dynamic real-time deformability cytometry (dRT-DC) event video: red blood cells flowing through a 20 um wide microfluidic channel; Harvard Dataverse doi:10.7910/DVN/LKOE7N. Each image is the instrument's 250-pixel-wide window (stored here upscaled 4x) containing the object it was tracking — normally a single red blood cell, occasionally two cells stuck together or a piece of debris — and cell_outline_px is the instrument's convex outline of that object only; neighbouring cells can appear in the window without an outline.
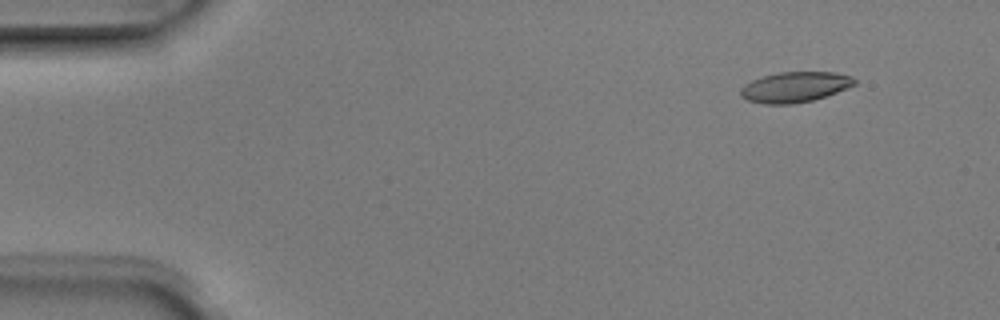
{"species": "Egyptian fruit bat (a non-hibernating species)", "species_latin": "Rousettus aegyptiacus", "temperature_condition": "room temperature", "stored_images_in_passage": 3, "camera_frame_rate_fps": 3000, "um_per_image_px": 0.085, "animal": {"sex": "male"}, "frame": {"image": 1, "passage_image": 2, "time_ms": 0.333, "image_size_px": [1000, 320], "cell_outline_px": [[856, 84], [836, 92], [812, 100], [792, 104], [764, 104], [748, 100], [740, 96], [740, 88], [744, 84], [752, 80], [764, 76], [780, 72], [832, 72], [852, 76], [856, 80]], "centroid_in_image_um": [67.54, 7.4], "position_along_channel_um": 17.5, "area_um2": 20.06}}
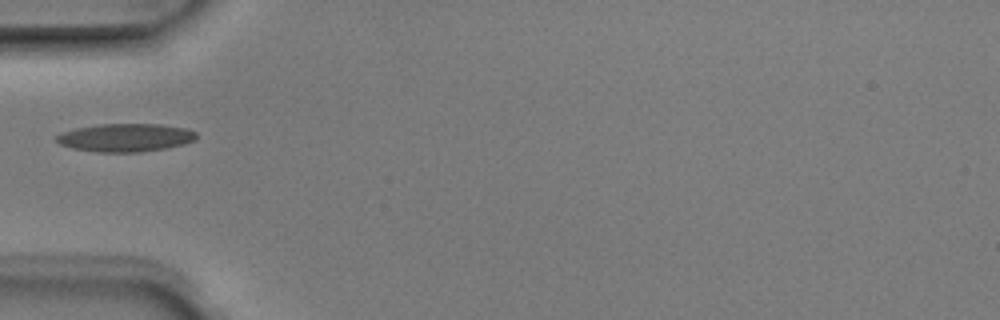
{"frame": {"image": 2, "passage_image": 3, "time_ms": 0.667, "image_size_px": [1000, 320], "cell_outline_px": [[196, 140], [184, 144], [168, 148], [140, 152], [96, 152], [72, 148], [60, 144], [56, 140], [56, 136], [64, 132], [76, 128], [100, 124], [160, 124], [188, 128], [196, 132]], "centroid_in_image_um": [10.71, 11.7], "position_along_channel_um": 74.3, "area_um2": 23.0}}